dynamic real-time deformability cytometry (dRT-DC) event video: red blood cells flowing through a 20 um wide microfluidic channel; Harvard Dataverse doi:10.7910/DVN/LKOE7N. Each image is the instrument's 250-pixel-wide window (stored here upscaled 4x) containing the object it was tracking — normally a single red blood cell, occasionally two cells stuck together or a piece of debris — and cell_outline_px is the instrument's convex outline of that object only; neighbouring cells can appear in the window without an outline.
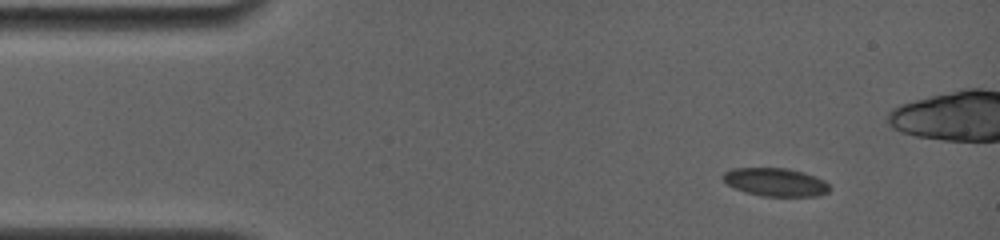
{"species": "common noctule bat (a hibernating species)", "species_latin": "Nyctalus noctula", "temperature_condition": "room temperature", "stored_images_in_passage": 21, "camera_frame_rate_fps": 4000, "um_per_image_px": 0.085, "animal": {"sex": "female", "body_mass_g": 19.0, "forearm_length_mm": 56.7}, "frame": {"image": 1, "passage_image": 2, "time_ms": 0.75, "image_size_px": [1000, 240], "cell_outline_px": [[828, 192], [816, 196], [760, 196], [744, 192], [732, 188], [720, 176], [724, 172], [732, 168], [788, 168], [804, 172], [816, 176], [824, 180], [828, 184]], "centroid_in_image_um": [65.87, 15.48], "position_along_channel_um": 19.1, "area_um2": 17.69}}
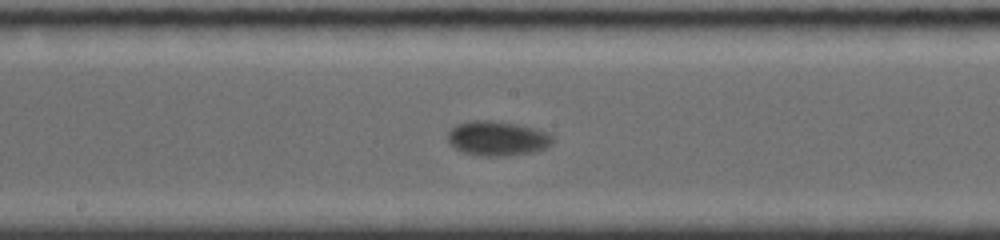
{"frame": {"image": 2, "passage_image": 11, "time_ms": 8.0, "image_size_px": [1000, 240], "cell_outline_px": [[552, 144], [544, 148], [532, 152], [500, 156], [480, 156], [464, 152], [448, 144], [448, 132], [456, 124], [472, 120], [492, 120], [516, 124], [532, 128], [544, 132], [552, 136]], "centroid_in_image_um": [42.22, 11.76], "position_along_channel_um": 206.0, "area_um2": 20.92}}
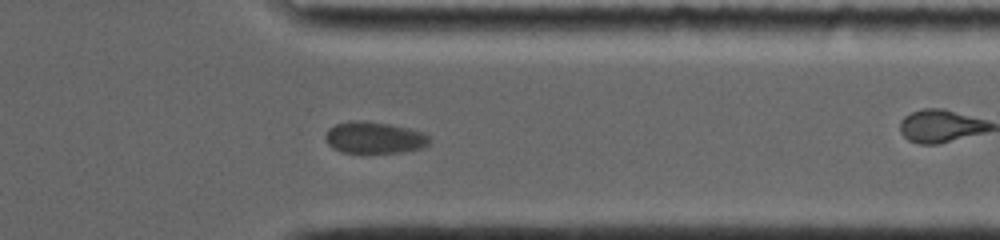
{"frame": {"image": 3, "passage_image": 17, "time_ms": 12.75, "image_size_px": [1000, 240], "cell_outline_px": [[432, 140], [428, 144], [420, 148], [400, 152], [340, 152], [332, 148], [328, 144], [324, 136], [328, 128], [336, 124], [352, 120], [356, 120], [392, 124], [424, 132]], "centroid_in_image_um": [31.8, 11.69], "position_along_channel_um": 379.6, "area_um2": 19.19}, "authors_computed_cell_mechanics": {"area_um2": 19.2474, "velocity_mm_per_s": 3.6262, "shape_relaxation_time_tau1_ms": 1.7835, "shape_relaxation_time_tau2_ms": null, "deformation_change_tau1": 0.0687, "deformation_change_tau2": null}}